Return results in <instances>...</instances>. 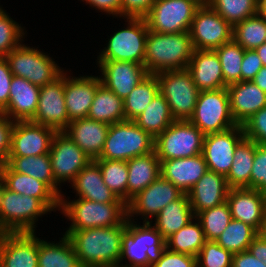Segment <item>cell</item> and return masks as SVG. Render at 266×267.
Here are the masks:
<instances>
[{
	"mask_svg": "<svg viewBox=\"0 0 266 267\" xmlns=\"http://www.w3.org/2000/svg\"><path fill=\"white\" fill-rule=\"evenodd\" d=\"M174 121L168 102L160 92L154 96L145 110L134 120L140 128L154 139Z\"/></svg>",
	"mask_w": 266,
	"mask_h": 267,
	"instance_id": "8d00e7d4",
	"label": "cell"
},
{
	"mask_svg": "<svg viewBox=\"0 0 266 267\" xmlns=\"http://www.w3.org/2000/svg\"><path fill=\"white\" fill-rule=\"evenodd\" d=\"M201 4H206L207 0H198Z\"/></svg>",
	"mask_w": 266,
	"mask_h": 267,
	"instance_id": "e7e4bbea",
	"label": "cell"
},
{
	"mask_svg": "<svg viewBox=\"0 0 266 267\" xmlns=\"http://www.w3.org/2000/svg\"><path fill=\"white\" fill-rule=\"evenodd\" d=\"M182 194L183 192L173 183L160 175L127 204L128 219L133 220L132 217L135 214L142 215L143 222H152L149 221V216L150 218L156 217L166 205L178 199Z\"/></svg>",
	"mask_w": 266,
	"mask_h": 267,
	"instance_id": "2e32d148",
	"label": "cell"
},
{
	"mask_svg": "<svg viewBox=\"0 0 266 267\" xmlns=\"http://www.w3.org/2000/svg\"><path fill=\"white\" fill-rule=\"evenodd\" d=\"M101 84L97 76L72 77L64 72V98L69 123L86 118L94 100L97 87Z\"/></svg>",
	"mask_w": 266,
	"mask_h": 267,
	"instance_id": "7402d4cb",
	"label": "cell"
},
{
	"mask_svg": "<svg viewBox=\"0 0 266 267\" xmlns=\"http://www.w3.org/2000/svg\"><path fill=\"white\" fill-rule=\"evenodd\" d=\"M194 50L190 32L155 33L148 30L145 69L148 74L187 69Z\"/></svg>",
	"mask_w": 266,
	"mask_h": 267,
	"instance_id": "7a4b0ae2",
	"label": "cell"
},
{
	"mask_svg": "<svg viewBox=\"0 0 266 267\" xmlns=\"http://www.w3.org/2000/svg\"><path fill=\"white\" fill-rule=\"evenodd\" d=\"M127 219L126 232L122 240V255L120 263L126 258L129 264H119L118 267H151L153 258L166 247L161 233L151 225L135 224Z\"/></svg>",
	"mask_w": 266,
	"mask_h": 267,
	"instance_id": "8992f818",
	"label": "cell"
},
{
	"mask_svg": "<svg viewBox=\"0 0 266 267\" xmlns=\"http://www.w3.org/2000/svg\"><path fill=\"white\" fill-rule=\"evenodd\" d=\"M229 189L225 176L208 170L187 193L194 215L226 202Z\"/></svg>",
	"mask_w": 266,
	"mask_h": 267,
	"instance_id": "484cf974",
	"label": "cell"
},
{
	"mask_svg": "<svg viewBox=\"0 0 266 267\" xmlns=\"http://www.w3.org/2000/svg\"><path fill=\"white\" fill-rule=\"evenodd\" d=\"M208 171L204 156L177 158L161 161V176L173 183L183 193H188Z\"/></svg>",
	"mask_w": 266,
	"mask_h": 267,
	"instance_id": "d4e9b609",
	"label": "cell"
},
{
	"mask_svg": "<svg viewBox=\"0 0 266 267\" xmlns=\"http://www.w3.org/2000/svg\"><path fill=\"white\" fill-rule=\"evenodd\" d=\"M5 59L13 76L27 79L39 87L53 82L64 72L49 55L22 42L11 50Z\"/></svg>",
	"mask_w": 266,
	"mask_h": 267,
	"instance_id": "8fae6325",
	"label": "cell"
},
{
	"mask_svg": "<svg viewBox=\"0 0 266 267\" xmlns=\"http://www.w3.org/2000/svg\"><path fill=\"white\" fill-rule=\"evenodd\" d=\"M31 121L57 132L67 128L69 118L64 98V72L53 82L40 87L37 111Z\"/></svg>",
	"mask_w": 266,
	"mask_h": 267,
	"instance_id": "e0dca14e",
	"label": "cell"
},
{
	"mask_svg": "<svg viewBox=\"0 0 266 267\" xmlns=\"http://www.w3.org/2000/svg\"><path fill=\"white\" fill-rule=\"evenodd\" d=\"M195 220L197 223L191 220L165 240L168 250L194 257L198 255L207 240L200 222L196 218Z\"/></svg>",
	"mask_w": 266,
	"mask_h": 267,
	"instance_id": "74e56055",
	"label": "cell"
},
{
	"mask_svg": "<svg viewBox=\"0 0 266 267\" xmlns=\"http://www.w3.org/2000/svg\"><path fill=\"white\" fill-rule=\"evenodd\" d=\"M154 151V138L134 121L109 126L104 147L97 159L127 161Z\"/></svg>",
	"mask_w": 266,
	"mask_h": 267,
	"instance_id": "5b68a950",
	"label": "cell"
},
{
	"mask_svg": "<svg viewBox=\"0 0 266 267\" xmlns=\"http://www.w3.org/2000/svg\"><path fill=\"white\" fill-rule=\"evenodd\" d=\"M95 9L121 17V0H82Z\"/></svg>",
	"mask_w": 266,
	"mask_h": 267,
	"instance_id": "6f0895ef",
	"label": "cell"
},
{
	"mask_svg": "<svg viewBox=\"0 0 266 267\" xmlns=\"http://www.w3.org/2000/svg\"><path fill=\"white\" fill-rule=\"evenodd\" d=\"M70 184L78 198L99 203H125L106 186L99 165L94 160L90 161Z\"/></svg>",
	"mask_w": 266,
	"mask_h": 267,
	"instance_id": "f546056e",
	"label": "cell"
},
{
	"mask_svg": "<svg viewBox=\"0 0 266 267\" xmlns=\"http://www.w3.org/2000/svg\"><path fill=\"white\" fill-rule=\"evenodd\" d=\"M159 92L169 105L175 120H189L193 115L199 90L187 69L168 70L155 74Z\"/></svg>",
	"mask_w": 266,
	"mask_h": 267,
	"instance_id": "52a82bcc",
	"label": "cell"
},
{
	"mask_svg": "<svg viewBox=\"0 0 266 267\" xmlns=\"http://www.w3.org/2000/svg\"><path fill=\"white\" fill-rule=\"evenodd\" d=\"M159 92L155 74H148L123 100L125 120L134 121Z\"/></svg>",
	"mask_w": 266,
	"mask_h": 267,
	"instance_id": "f35d334b",
	"label": "cell"
},
{
	"mask_svg": "<svg viewBox=\"0 0 266 267\" xmlns=\"http://www.w3.org/2000/svg\"><path fill=\"white\" fill-rule=\"evenodd\" d=\"M201 5L198 0H155L144 17L148 30L155 33L189 32L195 12Z\"/></svg>",
	"mask_w": 266,
	"mask_h": 267,
	"instance_id": "7c38bea8",
	"label": "cell"
},
{
	"mask_svg": "<svg viewBox=\"0 0 266 267\" xmlns=\"http://www.w3.org/2000/svg\"><path fill=\"white\" fill-rule=\"evenodd\" d=\"M63 197L60 198L59 210L61 209L62 214L64 213V216L72 222L64 234L66 236L71 231L127 225L128 209L126 203H99L84 198L68 202Z\"/></svg>",
	"mask_w": 266,
	"mask_h": 267,
	"instance_id": "3957f363",
	"label": "cell"
},
{
	"mask_svg": "<svg viewBox=\"0 0 266 267\" xmlns=\"http://www.w3.org/2000/svg\"><path fill=\"white\" fill-rule=\"evenodd\" d=\"M258 56L260 57L263 66H266V43L261 44L255 49Z\"/></svg>",
	"mask_w": 266,
	"mask_h": 267,
	"instance_id": "94428289",
	"label": "cell"
},
{
	"mask_svg": "<svg viewBox=\"0 0 266 267\" xmlns=\"http://www.w3.org/2000/svg\"><path fill=\"white\" fill-rule=\"evenodd\" d=\"M12 72L5 57H0V113L9 103Z\"/></svg>",
	"mask_w": 266,
	"mask_h": 267,
	"instance_id": "11a10c76",
	"label": "cell"
},
{
	"mask_svg": "<svg viewBox=\"0 0 266 267\" xmlns=\"http://www.w3.org/2000/svg\"><path fill=\"white\" fill-rule=\"evenodd\" d=\"M51 127L30 121H15L11 134L9 156H40L50 152L53 137Z\"/></svg>",
	"mask_w": 266,
	"mask_h": 267,
	"instance_id": "ac0fdd59",
	"label": "cell"
},
{
	"mask_svg": "<svg viewBox=\"0 0 266 267\" xmlns=\"http://www.w3.org/2000/svg\"><path fill=\"white\" fill-rule=\"evenodd\" d=\"M231 267H266V264L255 258L249 250L233 254Z\"/></svg>",
	"mask_w": 266,
	"mask_h": 267,
	"instance_id": "9f6ffc18",
	"label": "cell"
},
{
	"mask_svg": "<svg viewBox=\"0 0 266 267\" xmlns=\"http://www.w3.org/2000/svg\"><path fill=\"white\" fill-rule=\"evenodd\" d=\"M40 87L27 79L13 76L10 85L9 103L1 112L14 121H30L34 118L39 101Z\"/></svg>",
	"mask_w": 266,
	"mask_h": 267,
	"instance_id": "4316f807",
	"label": "cell"
},
{
	"mask_svg": "<svg viewBox=\"0 0 266 267\" xmlns=\"http://www.w3.org/2000/svg\"><path fill=\"white\" fill-rule=\"evenodd\" d=\"M258 12L266 19V0H258Z\"/></svg>",
	"mask_w": 266,
	"mask_h": 267,
	"instance_id": "6125c7cd",
	"label": "cell"
},
{
	"mask_svg": "<svg viewBox=\"0 0 266 267\" xmlns=\"http://www.w3.org/2000/svg\"><path fill=\"white\" fill-rule=\"evenodd\" d=\"M126 225L71 231V241L81 267H118Z\"/></svg>",
	"mask_w": 266,
	"mask_h": 267,
	"instance_id": "6da1fadb",
	"label": "cell"
},
{
	"mask_svg": "<svg viewBox=\"0 0 266 267\" xmlns=\"http://www.w3.org/2000/svg\"><path fill=\"white\" fill-rule=\"evenodd\" d=\"M232 39L245 50H255L266 40V19L259 12L233 26Z\"/></svg>",
	"mask_w": 266,
	"mask_h": 267,
	"instance_id": "ab89813d",
	"label": "cell"
},
{
	"mask_svg": "<svg viewBox=\"0 0 266 267\" xmlns=\"http://www.w3.org/2000/svg\"><path fill=\"white\" fill-rule=\"evenodd\" d=\"M160 167L155 151L127 160V204L161 175Z\"/></svg>",
	"mask_w": 266,
	"mask_h": 267,
	"instance_id": "4dcf8cb0",
	"label": "cell"
},
{
	"mask_svg": "<svg viewBox=\"0 0 266 267\" xmlns=\"http://www.w3.org/2000/svg\"><path fill=\"white\" fill-rule=\"evenodd\" d=\"M261 90L266 92V66H263L252 80Z\"/></svg>",
	"mask_w": 266,
	"mask_h": 267,
	"instance_id": "91938a15",
	"label": "cell"
},
{
	"mask_svg": "<svg viewBox=\"0 0 266 267\" xmlns=\"http://www.w3.org/2000/svg\"><path fill=\"white\" fill-rule=\"evenodd\" d=\"M199 91L226 88L220 59L214 50H194L187 66Z\"/></svg>",
	"mask_w": 266,
	"mask_h": 267,
	"instance_id": "83f0119b",
	"label": "cell"
},
{
	"mask_svg": "<svg viewBox=\"0 0 266 267\" xmlns=\"http://www.w3.org/2000/svg\"><path fill=\"white\" fill-rule=\"evenodd\" d=\"M195 219L187 193H183L178 199L166 205L155 217L153 226L166 240L172 234L186 226Z\"/></svg>",
	"mask_w": 266,
	"mask_h": 267,
	"instance_id": "1f68e13d",
	"label": "cell"
},
{
	"mask_svg": "<svg viewBox=\"0 0 266 267\" xmlns=\"http://www.w3.org/2000/svg\"><path fill=\"white\" fill-rule=\"evenodd\" d=\"M97 63L102 72L101 83L123 100L148 75L145 66L136 62L112 60Z\"/></svg>",
	"mask_w": 266,
	"mask_h": 267,
	"instance_id": "ffe728a7",
	"label": "cell"
},
{
	"mask_svg": "<svg viewBox=\"0 0 266 267\" xmlns=\"http://www.w3.org/2000/svg\"><path fill=\"white\" fill-rule=\"evenodd\" d=\"M151 267H197V263L196 257L176 253L165 247L153 258Z\"/></svg>",
	"mask_w": 266,
	"mask_h": 267,
	"instance_id": "f907efd6",
	"label": "cell"
},
{
	"mask_svg": "<svg viewBox=\"0 0 266 267\" xmlns=\"http://www.w3.org/2000/svg\"><path fill=\"white\" fill-rule=\"evenodd\" d=\"M262 67V61L257 52L245 50L241 64V81H252Z\"/></svg>",
	"mask_w": 266,
	"mask_h": 267,
	"instance_id": "db71d44e",
	"label": "cell"
},
{
	"mask_svg": "<svg viewBox=\"0 0 266 267\" xmlns=\"http://www.w3.org/2000/svg\"><path fill=\"white\" fill-rule=\"evenodd\" d=\"M87 118L109 125L125 121L123 99L101 83L97 87Z\"/></svg>",
	"mask_w": 266,
	"mask_h": 267,
	"instance_id": "836d02e7",
	"label": "cell"
},
{
	"mask_svg": "<svg viewBox=\"0 0 266 267\" xmlns=\"http://www.w3.org/2000/svg\"><path fill=\"white\" fill-rule=\"evenodd\" d=\"M0 267H38L35 233H0Z\"/></svg>",
	"mask_w": 266,
	"mask_h": 267,
	"instance_id": "d6986e66",
	"label": "cell"
},
{
	"mask_svg": "<svg viewBox=\"0 0 266 267\" xmlns=\"http://www.w3.org/2000/svg\"><path fill=\"white\" fill-rule=\"evenodd\" d=\"M248 250L257 259L266 264V241L257 235L251 242Z\"/></svg>",
	"mask_w": 266,
	"mask_h": 267,
	"instance_id": "680465c9",
	"label": "cell"
},
{
	"mask_svg": "<svg viewBox=\"0 0 266 267\" xmlns=\"http://www.w3.org/2000/svg\"><path fill=\"white\" fill-rule=\"evenodd\" d=\"M214 51L220 59L225 84L228 86L240 82L241 64L245 49L232 39Z\"/></svg>",
	"mask_w": 266,
	"mask_h": 267,
	"instance_id": "ee69618b",
	"label": "cell"
},
{
	"mask_svg": "<svg viewBox=\"0 0 266 267\" xmlns=\"http://www.w3.org/2000/svg\"><path fill=\"white\" fill-rule=\"evenodd\" d=\"M226 202L232 219L242 221L259 232L266 214V193L250 188H231Z\"/></svg>",
	"mask_w": 266,
	"mask_h": 267,
	"instance_id": "44dd1931",
	"label": "cell"
},
{
	"mask_svg": "<svg viewBox=\"0 0 266 267\" xmlns=\"http://www.w3.org/2000/svg\"><path fill=\"white\" fill-rule=\"evenodd\" d=\"M258 235L261 236L266 241V214L262 222L261 228L258 232Z\"/></svg>",
	"mask_w": 266,
	"mask_h": 267,
	"instance_id": "be15d7a7",
	"label": "cell"
},
{
	"mask_svg": "<svg viewBox=\"0 0 266 267\" xmlns=\"http://www.w3.org/2000/svg\"><path fill=\"white\" fill-rule=\"evenodd\" d=\"M101 170L106 186L127 204V161L121 160H94Z\"/></svg>",
	"mask_w": 266,
	"mask_h": 267,
	"instance_id": "b9f144b4",
	"label": "cell"
},
{
	"mask_svg": "<svg viewBox=\"0 0 266 267\" xmlns=\"http://www.w3.org/2000/svg\"><path fill=\"white\" fill-rule=\"evenodd\" d=\"M0 182L13 192L40 199L51 211L60 208V197L45 182L15 172L6 163L0 165Z\"/></svg>",
	"mask_w": 266,
	"mask_h": 267,
	"instance_id": "603a6c76",
	"label": "cell"
},
{
	"mask_svg": "<svg viewBox=\"0 0 266 267\" xmlns=\"http://www.w3.org/2000/svg\"><path fill=\"white\" fill-rule=\"evenodd\" d=\"M244 137L242 125H237L224 132L205 135L202 155L208 170L227 177L236 146Z\"/></svg>",
	"mask_w": 266,
	"mask_h": 267,
	"instance_id": "9a60e30c",
	"label": "cell"
},
{
	"mask_svg": "<svg viewBox=\"0 0 266 267\" xmlns=\"http://www.w3.org/2000/svg\"><path fill=\"white\" fill-rule=\"evenodd\" d=\"M258 232L242 221L232 219L223 233L215 240L232 254L248 250Z\"/></svg>",
	"mask_w": 266,
	"mask_h": 267,
	"instance_id": "60d3db41",
	"label": "cell"
},
{
	"mask_svg": "<svg viewBox=\"0 0 266 267\" xmlns=\"http://www.w3.org/2000/svg\"><path fill=\"white\" fill-rule=\"evenodd\" d=\"M255 149L256 142L245 137L236 146L233 162L226 177L230 189L250 188V176Z\"/></svg>",
	"mask_w": 266,
	"mask_h": 267,
	"instance_id": "e575fe53",
	"label": "cell"
},
{
	"mask_svg": "<svg viewBox=\"0 0 266 267\" xmlns=\"http://www.w3.org/2000/svg\"><path fill=\"white\" fill-rule=\"evenodd\" d=\"M24 29L0 7V57H5L23 41ZM22 40V41H21Z\"/></svg>",
	"mask_w": 266,
	"mask_h": 267,
	"instance_id": "bcb514c9",
	"label": "cell"
},
{
	"mask_svg": "<svg viewBox=\"0 0 266 267\" xmlns=\"http://www.w3.org/2000/svg\"><path fill=\"white\" fill-rule=\"evenodd\" d=\"M15 121L0 113V165L7 162L11 149V134Z\"/></svg>",
	"mask_w": 266,
	"mask_h": 267,
	"instance_id": "816d5d0a",
	"label": "cell"
},
{
	"mask_svg": "<svg viewBox=\"0 0 266 267\" xmlns=\"http://www.w3.org/2000/svg\"><path fill=\"white\" fill-rule=\"evenodd\" d=\"M109 126L86 117L71 121L63 132L95 160L101 155Z\"/></svg>",
	"mask_w": 266,
	"mask_h": 267,
	"instance_id": "f1b7e54d",
	"label": "cell"
},
{
	"mask_svg": "<svg viewBox=\"0 0 266 267\" xmlns=\"http://www.w3.org/2000/svg\"><path fill=\"white\" fill-rule=\"evenodd\" d=\"M189 32L194 49L215 50L232 40L233 27L206 3L196 10Z\"/></svg>",
	"mask_w": 266,
	"mask_h": 267,
	"instance_id": "4fadbf2b",
	"label": "cell"
},
{
	"mask_svg": "<svg viewBox=\"0 0 266 267\" xmlns=\"http://www.w3.org/2000/svg\"><path fill=\"white\" fill-rule=\"evenodd\" d=\"M195 218L200 222L206 240L215 241L232 220V215L228 203L224 202L199 212Z\"/></svg>",
	"mask_w": 266,
	"mask_h": 267,
	"instance_id": "f6af8a7d",
	"label": "cell"
},
{
	"mask_svg": "<svg viewBox=\"0 0 266 267\" xmlns=\"http://www.w3.org/2000/svg\"><path fill=\"white\" fill-rule=\"evenodd\" d=\"M56 183L73 182L92 159L63 131L53 137L49 152Z\"/></svg>",
	"mask_w": 266,
	"mask_h": 267,
	"instance_id": "5bb4252c",
	"label": "cell"
},
{
	"mask_svg": "<svg viewBox=\"0 0 266 267\" xmlns=\"http://www.w3.org/2000/svg\"><path fill=\"white\" fill-rule=\"evenodd\" d=\"M250 189L266 193V145L256 143L250 176Z\"/></svg>",
	"mask_w": 266,
	"mask_h": 267,
	"instance_id": "681fc988",
	"label": "cell"
},
{
	"mask_svg": "<svg viewBox=\"0 0 266 267\" xmlns=\"http://www.w3.org/2000/svg\"><path fill=\"white\" fill-rule=\"evenodd\" d=\"M50 211L40 199L13 192L0 182V233L35 232L38 217Z\"/></svg>",
	"mask_w": 266,
	"mask_h": 267,
	"instance_id": "277c9868",
	"label": "cell"
},
{
	"mask_svg": "<svg viewBox=\"0 0 266 267\" xmlns=\"http://www.w3.org/2000/svg\"><path fill=\"white\" fill-rule=\"evenodd\" d=\"M229 103L232 116L238 125L266 107V92L253 81H240L228 85Z\"/></svg>",
	"mask_w": 266,
	"mask_h": 267,
	"instance_id": "cb8c5ba5",
	"label": "cell"
},
{
	"mask_svg": "<svg viewBox=\"0 0 266 267\" xmlns=\"http://www.w3.org/2000/svg\"><path fill=\"white\" fill-rule=\"evenodd\" d=\"M155 0H121V17L144 18Z\"/></svg>",
	"mask_w": 266,
	"mask_h": 267,
	"instance_id": "f5cc1de1",
	"label": "cell"
},
{
	"mask_svg": "<svg viewBox=\"0 0 266 267\" xmlns=\"http://www.w3.org/2000/svg\"><path fill=\"white\" fill-rule=\"evenodd\" d=\"M38 267H81L71 241L63 235L59 243L38 238Z\"/></svg>",
	"mask_w": 266,
	"mask_h": 267,
	"instance_id": "d590c367",
	"label": "cell"
},
{
	"mask_svg": "<svg viewBox=\"0 0 266 267\" xmlns=\"http://www.w3.org/2000/svg\"><path fill=\"white\" fill-rule=\"evenodd\" d=\"M189 121L204 135L224 132L237 126L231 113L227 88L200 91Z\"/></svg>",
	"mask_w": 266,
	"mask_h": 267,
	"instance_id": "ba28073f",
	"label": "cell"
},
{
	"mask_svg": "<svg viewBox=\"0 0 266 267\" xmlns=\"http://www.w3.org/2000/svg\"><path fill=\"white\" fill-rule=\"evenodd\" d=\"M205 135L189 120H175L154 139L160 161L193 157L202 153Z\"/></svg>",
	"mask_w": 266,
	"mask_h": 267,
	"instance_id": "9c48e42d",
	"label": "cell"
},
{
	"mask_svg": "<svg viewBox=\"0 0 266 267\" xmlns=\"http://www.w3.org/2000/svg\"><path fill=\"white\" fill-rule=\"evenodd\" d=\"M6 164L15 172L45 182L61 198L62 194L54 179L49 153L40 156H8Z\"/></svg>",
	"mask_w": 266,
	"mask_h": 267,
	"instance_id": "d6a6232c",
	"label": "cell"
},
{
	"mask_svg": "<svg viewBox=\"0 0 266 267\" xmlns=\"http://www.w3.org/2000/svg\"><path fill=\"white\" fill-rule=\"evenodd\" d=\"M207 4L232 27L258 13V0H207Z\"/></svg>",
	"mask_w": 266,
	"mask_h": 267,
	"instance_id": "7bdbcfd3",
	"label": "cell"
},
{
	"mask_svg": "<svg viewBox=\"0 0 266 267\" xmlns=\"http://www.w3.org/2000/svg\"><path fill=\"white\" fill-rule=\"evenodd\" d=\"M233 254L216 241L207 240L196 256L197 267H231Z\"/></svg>",
	"mask_w": 266,
	"mask_h": 267,
	"instance_id": "7dc6e473",
	"label": "cell"
},
{
	"mask_svg": "<svg viewBox=\"0 0 266 267\" xmlns=\"http://www.w3.org/2000/svg\"><path fill=\"white\" fill-rule=\"evenodd\" d=\"M245 138L258 145H266V107L253 114L242 124Z\"/></svg>",
	"mask_w": 266,
	"mask_h": 267,
	"instance_id": "c3c4849f",
	"label": "cell"
},
{
	"mask_svg": "<svg viewBox=\"0 0 266 267\" xmlns=\"http://www.w3.org/2000/svg\"><path fill=\"white\" fill-rule=\"evenodd\" d=\"M125 29L114 32L107 47L99 53L98 61H127L144 65L148 25L145 18H125Z\"/></svg>",
	"mask_w": 266,
	"mask_h": 267,
	"instance_id": "30bf717a",
	"label": "cell"
}]
</instances>
